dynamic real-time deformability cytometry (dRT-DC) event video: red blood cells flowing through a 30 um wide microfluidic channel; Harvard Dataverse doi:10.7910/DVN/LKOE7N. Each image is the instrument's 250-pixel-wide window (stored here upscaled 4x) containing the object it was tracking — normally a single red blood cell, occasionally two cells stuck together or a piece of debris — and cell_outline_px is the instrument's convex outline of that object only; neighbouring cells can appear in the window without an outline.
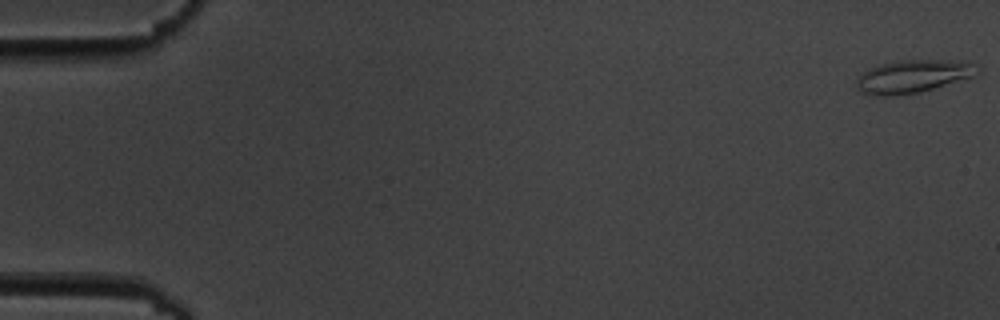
{"species": "common noctule bat (a hibernating species)", "species_latin": "Nyctalus noctula", "temperature_condition": "cold", "stored_images_in_passage": 5, "camera_frame_rate_fps": 3000, "um_per_image_px": 0.085, "animal": {"sex": "male", "body_mass_g": 19.5, "forearm_length_mm": 54.6}, "frame": {"image": 1, "passage_image": 1, "time_ms": 0.0, "image_size_px": [1000, 320], "cell_outline_px": [[980, 72], [972, 76], [920, 92], [892, 96], [880, 96], [864, 92], [856, 88], [856, 80], [868, 68], [880, 64], [896, 60], [940, 60], [968, 64], [980, 68]], "centroid_in_image_um": [77.51, 6.5], "position_along_channel_um": 7.5, "area_um2": 22.6}}
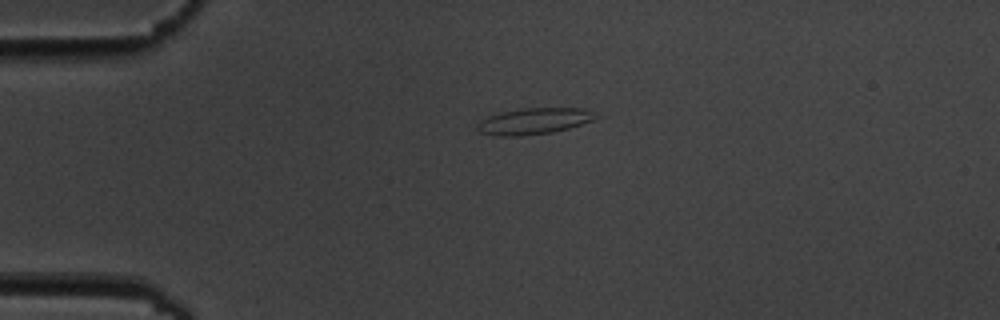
{"frame": {"image": 2, "passage_image": 4, "time_ms": 4.333, "image_size_px": [1000, 320], "cell_outline_px": [[600, 116], [592, 120], [568, 128], [552, 132], [520, 136], [496, 136], [480, 132], [476, 128], [476, 124], [480, 120], [488, 116], [500, 112], [520, 108], [584, 108]], "centroid_in_image_um": [45.34, 10.29], "position_along_channel_um": 39.7, "area_um2": 18.15}}